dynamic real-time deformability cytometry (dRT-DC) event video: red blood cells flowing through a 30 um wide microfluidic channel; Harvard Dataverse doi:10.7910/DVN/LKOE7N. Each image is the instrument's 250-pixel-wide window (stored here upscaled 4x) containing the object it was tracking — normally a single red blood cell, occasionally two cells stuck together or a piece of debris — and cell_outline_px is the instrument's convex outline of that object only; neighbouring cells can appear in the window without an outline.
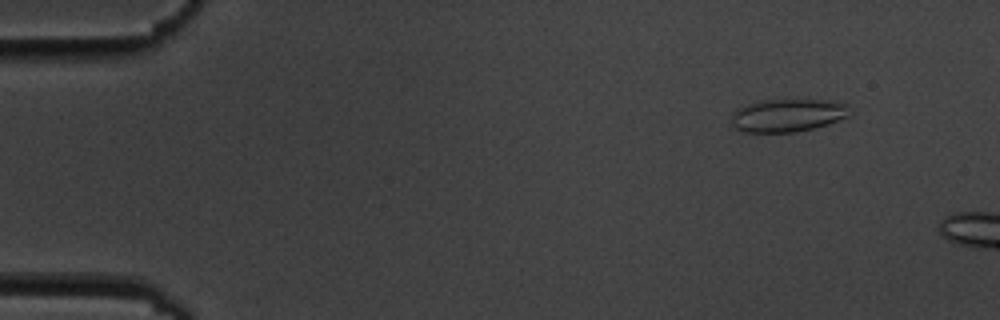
{"species": "common noctule bat (a hibernating species)", "species_latin": "Nyctalus noctula", "temperature_condition": "cold", "stored_images_in_passage": 5, "camera_frame_rate_fps": 3000, "um_per_image_px": 0.085, "animal": {"sex": "male", "body_mass_g": 19.5, "forearm_length_mm": 54.6}, "frame": {"image": 1, "passage_image": 2, "time_ms": 1.333, "image_size_px": [1000, 320], "cell_outline_px": [[848, 116], [828, 124], [816, 128], [796, 132], [744, 132], [736, 128], [732, 124], [732, 116], [736, 108], [760, 100], [828, 100], [848, 104]], "centroid_in_image_um": [66.94, 9.8], "position_along_channel_um": 18.1, "area_um2": 22.66}}